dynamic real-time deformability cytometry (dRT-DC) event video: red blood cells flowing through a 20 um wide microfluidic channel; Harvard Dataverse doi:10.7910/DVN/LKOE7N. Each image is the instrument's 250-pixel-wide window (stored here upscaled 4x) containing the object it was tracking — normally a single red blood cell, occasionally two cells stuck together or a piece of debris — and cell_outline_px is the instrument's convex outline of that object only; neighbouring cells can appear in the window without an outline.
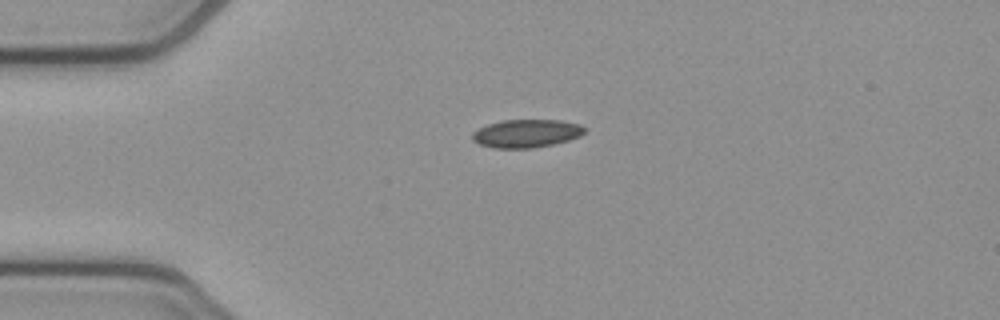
{"species": "common noctule bat (a hibernating species)", "species_latin": "Nyctalus noctula", "temperature_condition": "cold", "stored_images_in_passage": 41, "camera_frame_rate_fps": 3000, "um_per_image_px": 0.085, "animal": {"sex": "female", "body_mass_g": 21.9}, "frame": {"image": 1, "passage_image": 1, "time_ms": 0.0, "image_size_px": [1000, 320], "cell_outline_px": [[588, 128], [580, 136], [568, 140], [552, 144], [532, 148], [496, 148], [480, 144], [472, 140], [472, 132], [488, 124], [504, 120], [560, 120], [580, 124]], "centroid_in_image_um": [44.77, 11.34], "position_along_channel_um": 40.2, "area_um2": 18.32}}
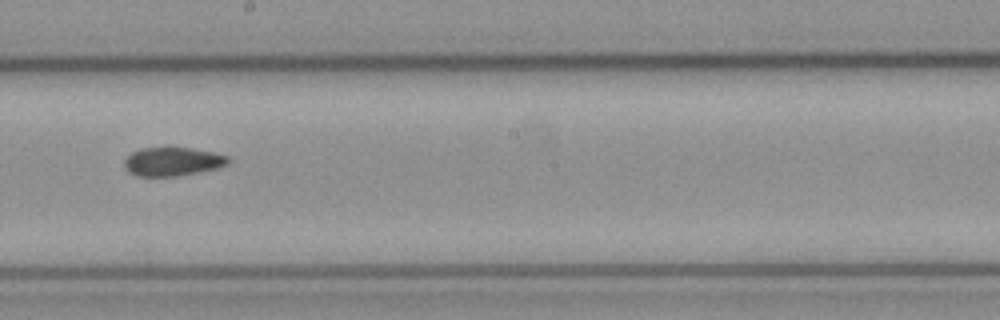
{"frame": {"image": 2, "passage_image": 18, "time_ms": 5.667, "image_size_px": [1000, 320], "cell_outline_px": [[232, 160], [228, 164], [216, 168], [176, 176], [136, 176], [128, 172], [124, 168], [124, 160], [132, 152], [140, 148], [192, 148], [216, 152], [228, 156]], "centroid_in_image_um": [14.67, 13.73], "position_along_channel_um": 233.5, "area_um2": 17.4}}
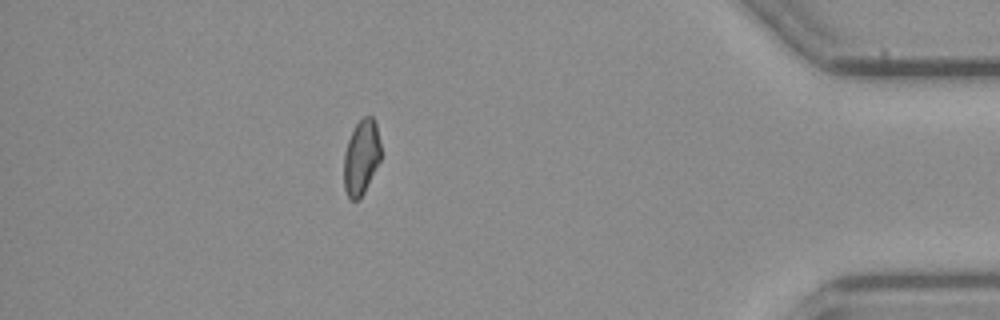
{"frame": {"image": 3, "passage_image": 35, "time_ms": 11.333, "image_size_px": [1000, 320], "cell_outline_px": [[380, 160], [364, 192], [356, 200], [352, 200], [348, 196], [344, 188], [344, 152], [348, 140], [356, 124], [364, 116], [372, 116], [376, 124], [380, 144]], "centroid_in_image_um": [30.7, 13.35], "position_along_channel_um": 404.5, "area_um2": 15.9}}